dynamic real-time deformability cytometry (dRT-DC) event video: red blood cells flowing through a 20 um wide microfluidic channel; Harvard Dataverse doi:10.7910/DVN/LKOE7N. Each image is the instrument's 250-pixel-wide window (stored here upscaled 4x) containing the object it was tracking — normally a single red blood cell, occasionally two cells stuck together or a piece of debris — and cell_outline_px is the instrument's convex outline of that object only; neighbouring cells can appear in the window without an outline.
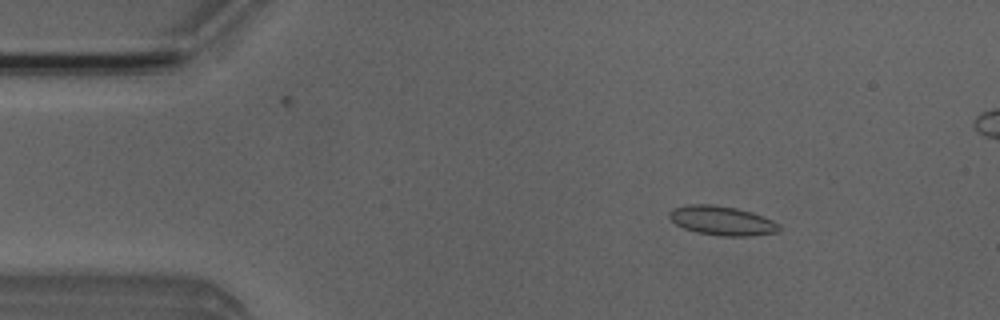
{"species": "Egyptian fruit bat (a non-hibernating species)", "species_latin": "Rousettus aegyptiacus", "temperature_condition": "room temperature", "stored_images_in_passage": 5, "camera_frame_rate_fps": 3000, "um_per_image_px": 0.085, "animal": {"sex": "male"}, "frame": {"image": 1, "passage_image": 2, "time_ms": 1.333, "image_size_px": [1000, 320], "cell_outline_px": [[780, 232], [752, 236], [720, 236], [696, 232], [684, 228], [676, 224], [668, 216], [668, 212], [672, 208], [688, 204], [712, 204], [736, 208], [752, 212], [772, 220], [780, 224]], "centroid_in_image_um": [61.37, 18.76], "position_along_channel_um": 23.6, "area_um2": 18.9}}